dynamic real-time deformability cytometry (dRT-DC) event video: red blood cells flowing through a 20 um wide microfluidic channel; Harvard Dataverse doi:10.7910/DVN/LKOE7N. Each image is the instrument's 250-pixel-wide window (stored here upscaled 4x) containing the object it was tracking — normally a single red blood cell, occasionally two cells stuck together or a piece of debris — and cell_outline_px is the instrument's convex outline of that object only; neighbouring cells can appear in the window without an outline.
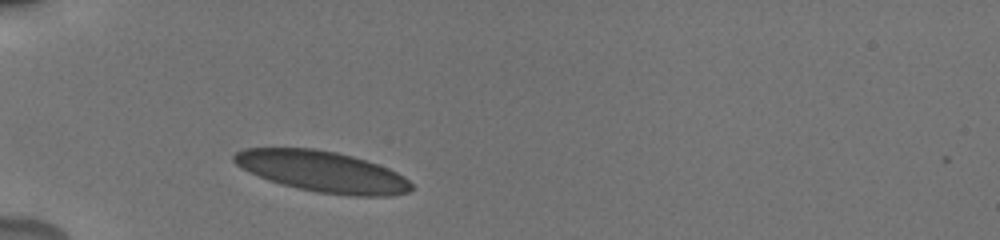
{"species": "human", "species_latin": "Homo sapiens", "temperature_condition": "cold", "stored_images_in_passage": 31, "camera_frame_rate_fps": 3000, "um_per_image_px": 0.085, "donor": {"sex": "male"}, "frame": {"image": 1, "passage_image": 1, "time_ms": 0.0, "image_size_px": [1000, 240], "cell_outline_px": [[412, 188], [408, 192], [392, 196], [352, 196], [320, 192], [300, 188], [268, 180], [240, 168], [232, 160], [232, 156], [236, 152], [244, 148], [312, 148], [336, 152], [352, 156], [388, 168], [404, 176], [412, 184]], "centroid_in_image_um": [27.39, 14.58], "position_along_channel_um": 57.6, "area_um2": 42.02}}
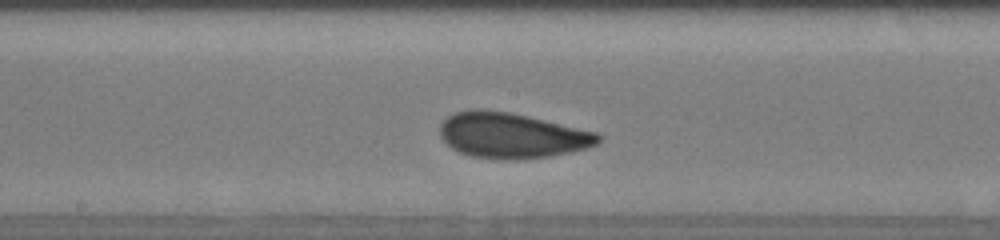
{"frame": {"image": 2, "passage_image": 14, "time_ms": 4.333, "image_size_px": [1000, 240], "cell_outline_px": [[604, 136], [596, 144], [588, 148], [548, 156], [516, 160], [504, 160], [472, 156], [460, 152], [452, 148], [440, 136], [440, 124], [448, 116], [456, 112], [480, 108], [508, 112], [528, 116], [596, 132]], "centroid_in_image_um": [43.5, 11.51], "position_along_channel_um": 204.7, "area_um2": 41.73}}
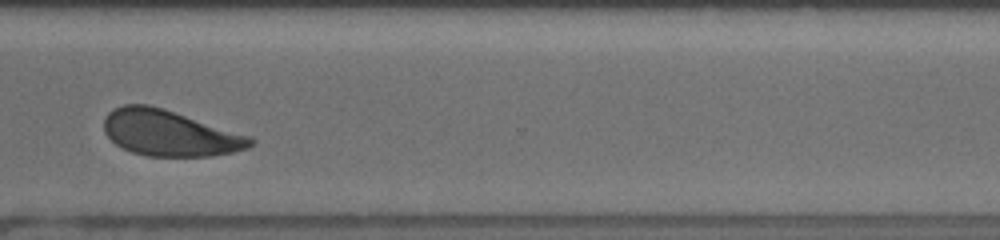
{"frame": {"image": 3, "passage_image": 26, "time_ms": 8.333, "image_size_px": [1000, 240], "cell_outline_px": [[256, 140], [248, 148], [232, 152], [212, 156], [148, 156], [132, 152], [116, 144], [104, 132], [104, 116], [108, 112], [124, 104], [148, 104], [164, 108], [252, 136]], "centroid_in_image_um": [14.44, 11.3], "position_along_channel_um": 356.2, "area_um2": 39.3}, "authors_computed_cell_mechanics": {"area_um2": 39.9976, "velocity_mm_per_s": 3.78, "shape_relaxation_time_tau1_ms": 3.9617, "shape_relaxation_time_tau2_ms": 1.6352, "deformation_change_tau1": 0.1043, "deformation_change_tau2": 0.0528}}